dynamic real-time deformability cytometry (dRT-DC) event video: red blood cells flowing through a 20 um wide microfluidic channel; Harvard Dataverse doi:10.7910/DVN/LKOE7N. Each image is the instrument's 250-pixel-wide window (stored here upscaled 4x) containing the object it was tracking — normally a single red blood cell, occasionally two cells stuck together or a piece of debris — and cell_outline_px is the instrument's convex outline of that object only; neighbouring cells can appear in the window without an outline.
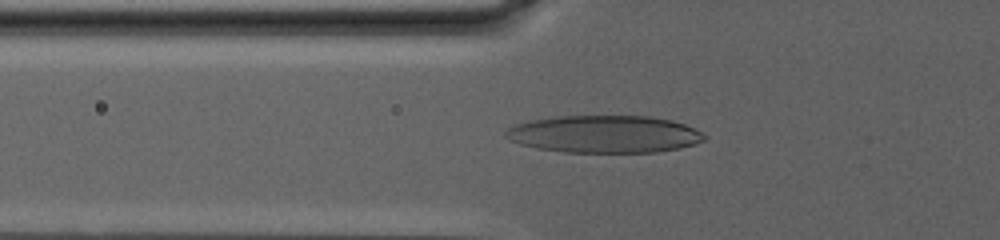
{"species": "human", "species_latin": "Homo sapiens", "temperature_condition": "warm", "stored_images_in_passage": 92, "camera_frame_rate_fps": 3000, "um_per_image_px": 0.085, "donor": {"sex": "male"}, "frame": {"image": 1, "passage_image": 38, "time_ms": 12.333, "image_size_px": [1000, 240], "cell_outline_px": [[708, 136], [704, 140], [696, 144], [680, 148], [656, 152], [564, 152], [536, 148], [520, 144], [508, 140], [504, 136], [504, 132], [508, 128], [516, 124], [528, 120], [556, 116], [648, 116], [672, 120], [684, 124]], "centroid_in_image_um": [51.34, 11.4], "position_along_channel_um": 74.5, "area_um2": 43.47}}
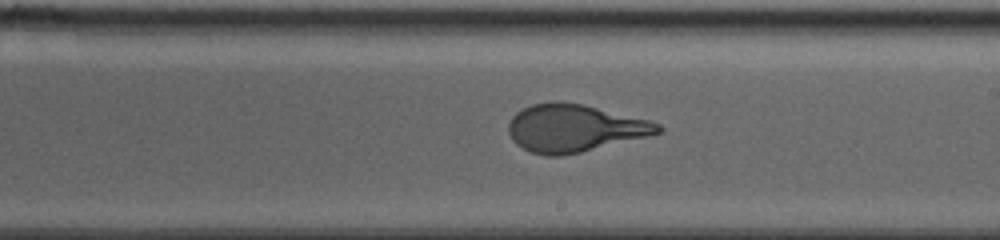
{"frame": {"image": 2, "passage_image": 59, "time_ms": 19.333, "image_size_px": [1000, 240], "cell_outline_px": [[664, 128], [660, 132], [648, 136], [580, 152], [560, 156], [548, 156], [532, 152], [516, 144], [512, 140], [508, 132], [508, 124], [512, 116], [516, 112], [532, 104], [552, 100], [556, 100], [584, 104], [648, 120], [660, 124]], "centroid_in_image_um": [48.8, 10.87], "position_along_channel_um": 240.2, "area_um2": 41.33}}
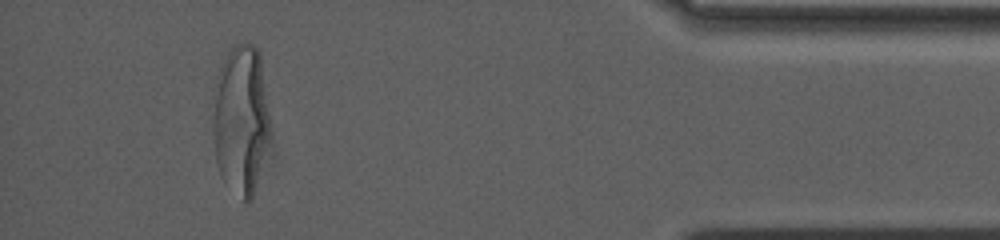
{"frame": {"image": 3, "passage_image": 86, "time_ms": 28.333, "image_size_px": [1000, 240], "cell_outline_px": [[272, 132], [252, 196], [248, 204], [244, 204], [220, 176], [216, 164], [212, 128], [212, 88], [216, 76], [228, 52], [236, 44], [252, 44], [260, 52], [272, 124]], "centroid_in_image_um": [20.47, 10.17], "position_along_channel_um": 414.7, "area_um2": 51.27}, "authors_computed_cell_mechanics": {"area_um2": 44.5927, "velocity_mm_per_s": 2.4133, "shape_relaxation_time_tau1_ms": 10.8676, "shape_relaxation_time_tau2_ms": null, "deformation_change_tau1": 0.3242, "deformation_change_tau2": null}}